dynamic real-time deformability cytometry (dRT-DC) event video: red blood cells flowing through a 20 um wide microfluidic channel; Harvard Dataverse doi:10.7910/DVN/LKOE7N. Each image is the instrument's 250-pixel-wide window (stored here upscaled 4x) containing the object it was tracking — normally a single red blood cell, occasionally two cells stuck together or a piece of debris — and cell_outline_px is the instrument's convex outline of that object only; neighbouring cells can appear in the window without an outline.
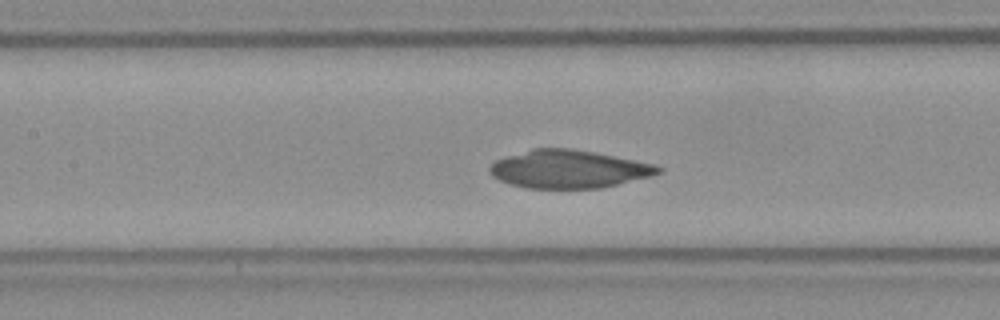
{"species": "Egyptian fruit bat (a non-hibernating species)", "species_latin": "Rousettus aegyptiacus", "temperature_condition": "room temperature", "stored_images_in_passage": 50, "camera_frame_rate_fps": 3000, "um_per_image_px": 0.085, "frame": {"image": 1, "passage_image": 21, "time_ms": 6.667, "image_size_px": [1000, 320], "cell_outline_px": [[664, 168], [660, 172], [648, 176], [600, 188], [528, 188], [512, 184], [500, 180], [492, 176], [488, 172], [488, 168], [496, 160], [504, 156], [532, 148], [568, 148], [592, 152], [656, 164]], "centroid_in_image_um": [48.28, 14.36], "position_along_channel_um": 159.1, "area_um2": 36.99}}
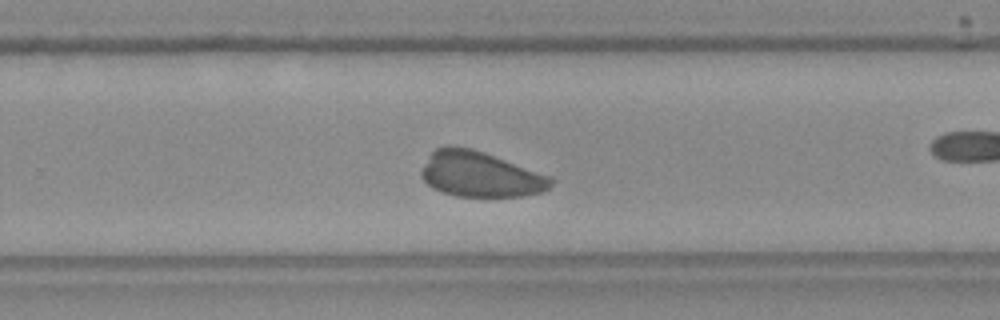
{"frame": {"image": 2, "passage_image": 31, "time_ms": 10.0, "image_size_px": [1000, 320], "cell_outline_px": [[556, 180], [544, 192], [524, 196], [456, 196], [432, 188], [420, 176], [420, 172], [432, 152], [436, 148], [444, 144], [456, 144], [472, 148], [484, 152], [552, 176]], "centroid_in_image_um": [40.84, 14.79], "position_along_channel_um": 289.0, "area_um2": 34.62}}
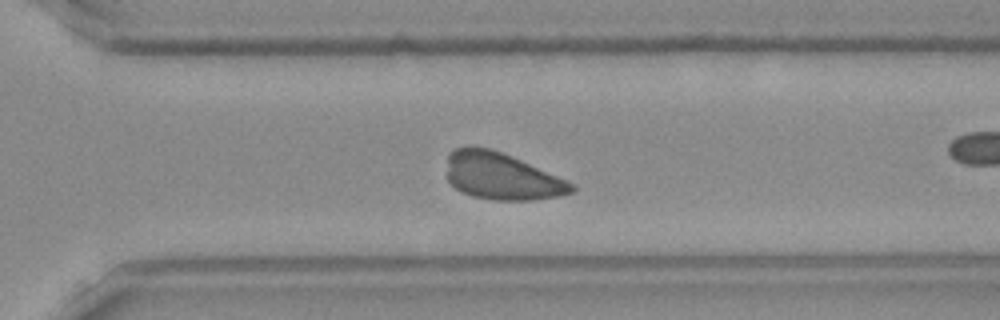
{"frame": {"image": 3, "passage_image": 34, "time_ms": 11.0, "image_size_px": [1000, 320], "cell_outline_px": [[576, 188], [572, 192], [560, 196], [536, 200], [492, 200], [472, 196], [460, 192], [448, 180], [448, 156], [456, 148], [488, 148], [512, 156], [568, 180]], "centroid_in_image_um": [42.68, 15.02], "position_along_channel_um": 327.9, "area_um2": 33.81}}